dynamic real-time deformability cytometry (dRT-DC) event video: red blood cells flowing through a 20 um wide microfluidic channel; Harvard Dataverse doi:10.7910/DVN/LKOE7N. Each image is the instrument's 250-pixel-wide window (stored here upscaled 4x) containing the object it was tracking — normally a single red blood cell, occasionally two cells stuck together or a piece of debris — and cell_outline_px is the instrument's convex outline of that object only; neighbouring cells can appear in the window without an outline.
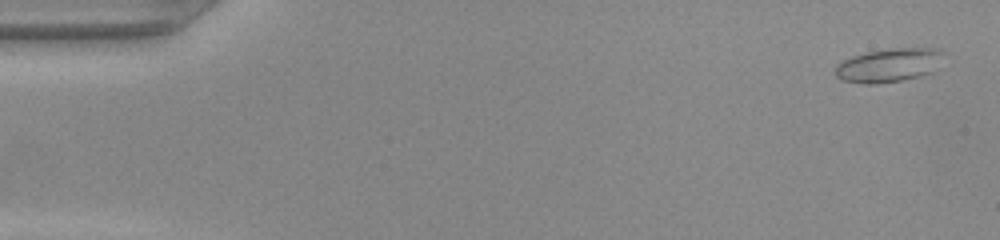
{"species": "common noctule bat (a hibernating species)", "species_latin": "Nyctalus noctula", "temperature_condition": "warm", "stored_images_in_passage": 48, "camera_frame_rate_fps": 3000, "um_per_image_px": 0.085, "animal": {"sex": "female", "body_mass_g": 22.0, "forearm_length_mm": 56.7}, "frame": {"image": 1, "passage_image": 2, "time_ms": 0.333, "image_size_px": [1000, 240], "cell_outline_px": [[944, 52], [936, 72], [920, 76], [900, 80], [876, 84], [864, 84], [840, 80], [836, 76], [836, 64], [852, 56], [868, 52], [892, 48], [940, 48]], "centroid_in_image_um": [75.59, 5.54], "position_along_channel_um": 9.4, "area_um2": 21.44}}
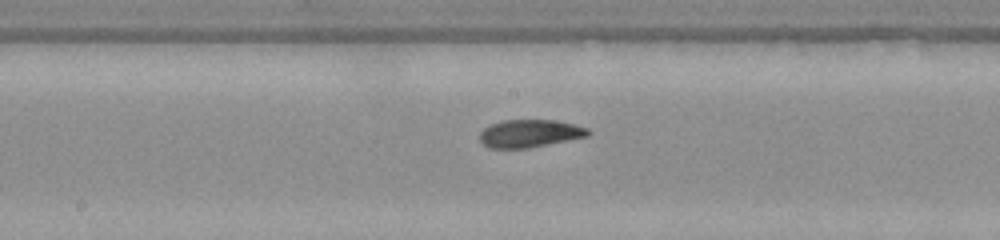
{"frame": {"image": 2, "passage_image": 26, "time_ms": 8.333, "image_size_px": [1000, 240], "cell_outline_px": [[592, 132], [588, 136], [528, 148], [488, 148], [480, 140], [480, 132], [488, 124], [500, 120], [552, 120], [572, 124], [588, 128]], "centroid_in_image_um": [45.0, 11.34], "position_along_channel_um": 203.2, "area_um2": 17.51}}
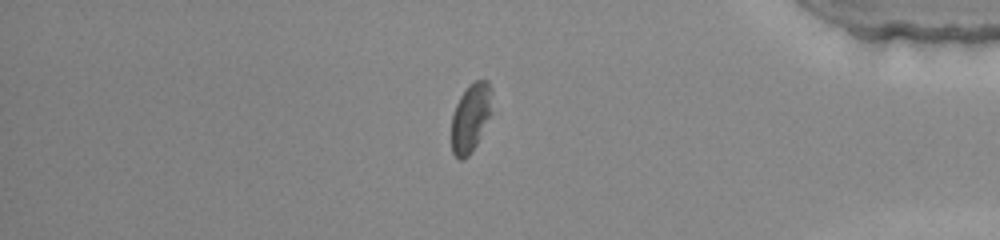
{"frame": {"image": 3, "passage_image": 42, "time_ms": 13.667, "image_size_px": [1000, 240], "cell_outline_px": [[492, 112], [472, 152], [464, 160], [460, 160], [452, 152], [452, 116], [456, 104], [460, 96], [468, 84], [476, 80], [488, 80], [492, 88]], "centroid_in_image_um": [40.02, 9.96], "position_along_channel_um": 395.2, "area_um2": 16.36}}